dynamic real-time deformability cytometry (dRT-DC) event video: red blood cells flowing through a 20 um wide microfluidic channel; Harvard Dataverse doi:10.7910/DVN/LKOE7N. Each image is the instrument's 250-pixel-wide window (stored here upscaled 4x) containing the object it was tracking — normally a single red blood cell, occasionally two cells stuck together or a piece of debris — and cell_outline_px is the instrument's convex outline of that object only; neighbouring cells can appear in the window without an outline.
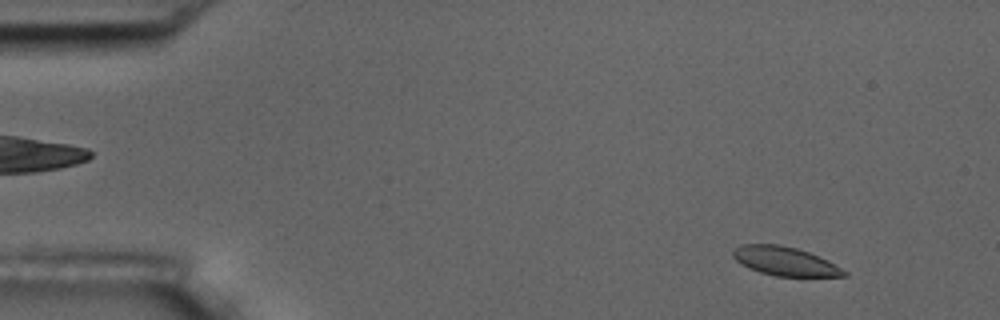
{"species": "common noctule bat (a hibernating species)", "species_latin": "Nyctalus noctula", "temperature_condition": "room temperature", "stored_images_in_passage": 5, "segment_of_instrument_passage": [1, 2], "camera_frame_rate_fps": 3000, "um_per_image_px": 0.085, "animal": {"sex": "male", "body_mass_g": 17.5, "forearm_length_mm": 52.3}, "frame": {"image": 1, "passage_image": 1, "time_ms": 0.0, "image_size_px": [1000, 320], "cell_outline_px": [[848, 276], [776, 276], [760, 272], [748, 268], [736, 260], [732, 256], [732, 248], [740, 244], [780, 244], [796, 248], [808, 252], [828, 260], [848, 272]], "centroid_in_image_um": [66.69, 22.19], "position_along_channel_um": 18.3, "area_um2": 18.73}}